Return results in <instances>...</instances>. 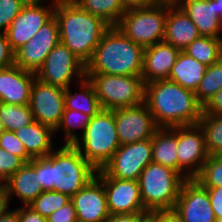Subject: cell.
Wrapping results in <instances>:
<instances>
[{"label": "cell", "instance_id": "obj_1", "mask_svg": "<svg viewBox=\"0 0 222 222\" xmlns=\"http://www.w3.org/2000/svg\"><path fill=\"white\" fill-rule=\"evenodd\" d=\"M37 173L43 191H57L70 198L96 177L97 170L73 145H62L46 157L28 162Z\"/></svg>", "mask_w": 222, "mask_h": 222}, {"label": "cell", "instance_id": "obj_2", "mask_svg": "<svg viewBox=\"0 0 222 222\" xmlns=\"http://www.w3.org/2000/svg\"><path fill=\"white\" fill-rule=\"evenodd\" d=\"M144 103L159 128L199 124L203 112L194 91L169 79L145 84Z\"/></svg>", "mask_w": 222, "mask_h": 222}, {"label": "cell", "instance_id": "obj_3", "mask_svg": "<svg viewBox=\"0 0 222 222\" xmlns=\"http://www.w3.org/2000/svg\"><path fill=\"white\" fill-rule=\"evenodd\" d=\"M54 17L59 26L60 42L85 65L111 27L102 18L82 10L73 0H56Z\"/></svg>", "mask_w": 222, "mask_h": 222}, {"label": "cell", "instance_id": "obj_4", "mask_svg": "<svg viewBox=\"0 0 222 222\" xmlns=\"http://www.w3.org/2000/svg\"><path fill=\"white\" fill-rule=\"evenodd\" d=\"M144 48L126 37L116 26L102 36L85 65V74L141 76Z\"/></svg>", "mask_w": 222, "mask_h": 222}, {"label": "cell", "instance_id": "obj_5", "mask_svg": "<svg viewBox=\"0 0 222 222\" xmlns=\"http://www.w3.org/2000/svg\"><path fill=\"white\" fill-rule=\"evenodd\" d=\"M73 146L96 170L102 169L120 146L114 110L101 109L93 116Z\"/></svg>", "mask_w": 222, "mask_h": 222}, {"label": "cell", "instance_id": "obj_6", "mask_svg": "<svg viewBox=\"0 0 222 222\" xmlns=\"http://www.w3.org/2000/svg\"><path fill=\"white\" fill-rule=\"evenodd\" d=\"M184 181L177 171L154 162L149 163L138 180L145 211L173 210Z\"/></svg>", "mask_w": 222, "mask_h": 222}, {"label": "cell", "instance_id": "obj_7", "mask_svg": "<svg viewBox=\"0 0 222 222\" xmlns=\"http://www.w3.org/2000/svg\"><path fill=\"white\" fill-rule=\"evenodd\" d=\"M167 4L128 9L116 27L134 43L144 49L164 41Z\"/></svg>", "mask_w": 222, "mask_h": 222}, {"label": "cell", "instance_id": "obj_8", "mask_svg": "<svg viewBox=\"0 0 222 222\" xmlns=\"http://www.w3.org/2000/svg\"><path fill=\"white\" fill-rule=\"evenodd\" d=\"M86 78L92 83L102 109L115 110L144 102L141 76L86 74Z\"/></svg>", "mask_w": 222, "mask_h": 222}, {"label": "cell", "instance_id": "obj_9", "mask_svg": "<svg viewBox=\"0 0 222 222\" xmlns=\"http://www.w3.org/2000/svg\"><path fill=\"white\" fill-rule=\"evenodd\" d=\"M152 161L151 138L120 145L111 159L96 175H109L121 180H139L141 172Z\"/></svg>", "mask_w": 222, "mask_h": 222}, {"label": "cell", "instance_id": "obj_10", "mask_svg": "<svg viewBox=\"0 0 222 222\" xmlns=\"http://www.w3.org/2000/svg\"><path fill=\"white\" fill-rule=\"evenodd\" d=\"M85 77V64L61 42L49 52L43 66L36 72L40 81L64 89L73 79L81 81Z\"/></svg>", "mask_w": 222, "mask_h": 222}, {"label": "cell", "instance_id": "obj_11", "mask_svg": "<svg viewBox=\"0 0 222 222\" xmlns=\"http://www.w3.org/2000/svg\"><path fill=\"white\" fill-rule=\"evenodd\" d=\"M178 173L186 180L195 178L208 159L205 136L199 124L177 126Z\"/></svg>", "mask_w": 222, "mask_h": 222}, {"label": "cell", "instance_id": "obj_12", "mask_svg": "<svg viewBox=\"0 0 222 222\" xmlns=\"http://www.w3.org/2000/svg\"><path fill=\"white\" fill-rule=\"evenodd\" d=\"M45 1L49 0H28L6 31L14 52L28 43L38 30L54 16L56 0H52L50 6L44 5Z\"/></svg>", "mask_w": 222, "mask_h": 222}, {"label": "cell", "instance_id": "obj_13", "mask_svg": "<svg viewBox=\"0 0 222 222\" xmlns=\"http://www.w3.org/2000/svg\"><path fill=\"white\" fill-rule=\"evenodd\" d=\"M59 43V26L53 16L28 43L15 51L14 65L36 73L43 66L49 52Z\"/></svg>", "mask_w": 222, "mask_h": 222}, {"label": "cell", "instance_id": "obj_14", "mask_svg": "<svg viewBox=\"0 0 222 222\" xmlns=\"http://www.w3.org/2000/svg\"><path fill=\"white\" fill-rule=\"evenodd\" d=\"M64 93V88L46 84L35 78L29 102L34 121L47 125L55 131L65 109Z\"/></svg>", "mask_w": 222, "mask_h": 222}, {"label": "cell", "instance_id": "obj_15", "mask_svg": "<svg viewBox=\"0 0 222 222\" xmlns=\"http://www.w3.org/2000/svg\"><path fill=\"white\" fill-rule=\"evenodd\" d=\"M114 119L120 145L152 138L159 129L144 102L133 107L115 109Z\"/></svg>", "mask_w": 222, "mask_h": 222}, {"label": "cell", "instance_id": "obj_16", "mask_svg": "<svg viewBox=\"0 0 222 222\" xmlns=\"http://www.w3.org/2000/svg\"><path fill=\"white\" fill-rule=\"evenodd\" d=\"M182 222H216L208 191L196 179H186L173 208Z\"/></svg>", "mask_w": 222, "mask_h": 222}, {"label": "cell", "instance_id": "obj_17", "mask_svg": "<svg viewBox=\"0 0 222 222\" xmlns=\"http://www.w3.org/2000/svg\"><path fill=\"white\" fill-rule=\"evenodd\" d=\"M103 183L110 214L146 212L137 180H121L109 175H96Z\"/></svg>", "mask_w": 222, "mask_h": 222}, {"label": "cell", "instance_id": "obj_18", "mask_svg": "<svg viewBox=\"0 0 222 222\" xmlns=\"http://www.w3.org/2000/svg\"><path fill=\"white\" fill-rule=\"evenodd\" d=\"M79 222H104L109 216L103 183L93 178L71 197Z\"/></svg>", "mask_w": 222, "mask_h": 222}, {"label": "cell", "instance_id": "obj_19", "mask_svg": "<svg viewBox=\"0 0 222 222\" xmlns=\"http://www.w3.org/2000/svg\"><path fill=\"white\" fill-rule=\"evenodd\" d=\"M36 73L13 65L0 69V102L13 105H29L31 87Z\"/></svg>", "mask_w": 222, "mask_h": 222}, {"label": "cell", "instance_id": "obj_20", "mask_svg": "<svg viewBox=\"0 0 222 222\" xmlns=\"http://www.w3.org/2000/svg\"><path fill=\"white\" fill-rule=\"evenodd\" d=\"M179 53V49L164 41L145 48L141 75L144 85L168 79Z\"/></svg>", "mask_w": 222, "mask_h": 222}, {"label": "cell", "instance_id": "obj_21", "mask_svg": "<svg viewBox=\"0 0 222 222\" xmlns=\"http://www.w3.org/2000/svg\"><path fill=\"white\" fill-rule=\"evenodd\" d=\"M200 36L196 25L178 5H167L164 42L182 51Z\"/></svg>", "mask_w": 222, "mask_h": 222}, {"label": "cell", "instance_id": "obj_22", "mask_svg": "<svg viewBox=\"0 0 222 222\" xmlns=\"http://www.w3.org/2000/svg\"><path fill=\"white\" fill-rule=\"evenodd\" d=\"M178 6L196 25L201 36L222 38V20L216 15L215 0H183Z\"/></svg>", "mask_w": 222, "mask_h": 222}, {"label": "cell", "instance_id": "obj_23", "mask_svg": "<svg viewBox=\"0 0 222 222\" xmlns=\"http://www.w3.org/2000/svg\"><path fill=\"white\" fill-rule=\"evenodd\" d=\"M5 186L9 201L13 195H16L23 206H28L43 192L39 173L29 163H25L11 175L6 180Z\"/></svg>", "mask_w": 222, "mask_h": 222}, {"label": "cell", "instance_id": "obj_24", "mask_svg": "<svg viewBox=\"0 0 222 222\" xmlns=\"http://www.w3.org/2000/svg\"><path fill=\"white\" fill-rule=\"evenodd\" d=\"M54 133L55 131L51 127L37 121L15 131L16 136L32 159L46 157L55 149L52 140V136H55Z\"/></svg>", "mask_w": 222, "mask_h": 222}, {"label": "cell", "instance_id": "obj_25", "mask_svg": "<svg viewBox=\"0 0 222 222\" xmlns=\"http://www.w3.org/2000/svg\"><path fill=\"white\" fill-rule=\"evenodd\" d=\"M151 140L152 161L178 172L177 127L159 128Z\"/></svg>", "mask_w": 222, "mask_h": 222}, {"label": "cell", "instance_id": "obj_26", "mask_svg": "<svg viewBox=\"0 0 222 222\" xmlns=\"http://www.w3.org/2000/svg\"><path fill=\"white\" fill-rule=\"evenodd\" d=\"M206 70V65L180 51L168 79L196 92Z\"/></svg>", "mask_w": 222, "mask_h": 222}, {"label": "cell", "instance_id": "obj_27", "mask_svg": "<svg viewBox=\"0 0 222 222\" xmlns=\"http://www.w3.org/2000/svg\"><path fill=\"white\" fill-rule=\"evenodd\" d=\"M77 83H80L78 87L81 90L80 92L73 94L70 87L65 89V109L80 111L92 118L102 109L94 87L86 77Z\"/></svg>", "mask_w": 222, "mask_h": 222}, {"label": "cell", "instance_id": "obj_28", "mask_svg": "<svg viewBox=\"0 0 222 222\" xmlns=\"http://www.w3.org/2000/svg\"><path fill=\"white\" fill-rule=\"evenodd\" d=\"M182 51L208 67L222 59V38L200 36Z\"/></svg>", "mask_w": 222, "mask_h": 222}, {"label": "cell", "instance_id": "obj_29", "mask_svg": "<svg viewBox=\"0 0 222 222\" xmlns=\"http://www.w3.org/2000/svg\"><path fill=\"white\" fill-rule=\"evenodd\" d=\"M82 10L116 26L126 12L122 0H73Z\"/></svg>", "mask_w": 222, "mask_h": 222}, {"label": "cell", "instance_id": "obj_30", "mask_svg": "<svg viewBox=\"0 0 222 222\" xmlns=\"http://www.w3.org/2000/svg\"><path fill=\"white\" fill-rule=\"evenodd\" d=\"M209 155H222V115L202 113L199 120Z\"/></svg>", "mask_w": 222, "mask_h": 222}, {"label": "cell", "instance_id": "obj_31", "mask_svg": "<svg viewBox=\"0 0 222 222\" xmlns=\"http://www.w3.org/2000/svg\"><path fill=\"white\" fill-rule=\"evenodd\" d=\"M90 120L91 117L89 115H86L80 111L64 109L61 122L55 130V134L62 130L64 145H73L79 138V135L75 133L76 128H79L83 134Z\"/></svg>", "mask_w": 222, "mask_h": 222}, {"label": "cell", "instance_id": "obj_32", "mask_svg": "<svg viewBox=\"0 0 222 222\" xmlns=\"http://www.w3.org/2000/svg\"><path fill=\"white\" fill-rule=\"evenodd\" d=\"M222 89V59L207 67L195 95L197 101L204 106L219 90Z\"/></svg>", "mask_w": 222, "mask_h": 222}, {"label": "cell", "instance_id": "obj_33", "mask_svg": "<svg viewBox=\"0 0 222 222\" xmlns=\"http://www.w3.org/2000/svg\"><path fill=\"white\" fill-rule=\"evenodd\" d=\"M0 118L5 130L15 132L34 121L29 105H13L0 102Z\"/></svg>", "mask_w": 222, "mask_h": 222}, {"label": "cell", "instance_id": "obj_34", "mask_svg": "<svg viewBox=\"0 0 222 222\" xmlns=\"http://www.w3.org/2000/svg\"><path fill=\"white\" fill-rule=\"evenodd\" d=\"M71 198L63 193L49 190L43 191L34 201L28 206L42 217L50 216L54 211L63 207Z\"/></svg>", "mask_w": 222, "mask_h": 222}, {"label": "cell", "instance_id": "obj_35", "mask_svg": "<svg viewBox=\"0 0 222 222\" xmlns=\"http://www.w3.org/2000/svg\"><path fill=\"white\" fill-rule=\"evenodd\" d=\"M194 179L204 188L222 187V155H209Z\"/></svg>", "mask_w": 222, "mask_h": 222}, {"label": "cell", "instance_id": "obj_36", "mask_svg": "<svg viewBox=\"0 0 222 222\" xmlns=\"http://www.w3.org/2000/svg\"><path fill=\"white\" fill-rule=\"evenodd\" d=\"M28 0H0V32L6 33Z\"/></svg>", "mask_w": 222, "mask_h": 222}, {"label": "cell", "instance_id": "obj_37", "mask_svg": "<svg viewBox=\"0 0 222 222\" xmlns=\"http://www.w3.org/2000/svg\"><path fill=\"white\" fill-rule=\"evenodd\" d=\"M0 148L18 156L24 163H28L32 159L13 131L5 130L0 134Z\"/></svg>", "mask_w": 222, "mask_h": 222}, {"label": "cell", "instance_id": "obj_38", "mask_svg": "<svg viewBox=\"0 0 222 222\" xmlns=\"http://www.w3.org/2000/svg\"><path fill=\"white\" fill-rule=\"evenodd\" d=\"M24 164L18 156L0 148V184H5L6 180Z\"/></svg>", "mask_w": 222, "mask_h": 222}, {"label": "cell", "instance_id": "obj_39", "mask_svg": "<svg viewBox=\"0 0 222 222\" xmlns=\"http://www.w3.org/2000/svg\"><path fill=\"white\" fill-rule=\"evenodd\" d=\"M76 210L73 202L68 201L63 207L47 217V222H77Z\"/></svg>", "mask_w": 222, "mask_h": 222}, {"label": "cell", "instance_id": "obj_40", "mask_svg": "<svg viewBox=\"0 0 222 222\" xmlns=\"http://www.w3.org/2000/svg\"><path fill=\"white\" fill-rule=\"evenodd\" d=\"M14 53L8 41L7 34L0 32V69L14 65Z\"/></svg>", "mask_w": 222, "mask_h": 222}, {"label": "cell", "instance_id": "obj_41", "mask_svg": "<svg viewBox=\"0 0 222 222\" xmlns=\"http://www.w3.org/2000/svg\"><path fill=\"white\" fill-rule=\"evenodd\" d=\"M216 220L222 218V187L206 188Z\"/></svg>", "mask_w": 222, "mask_h": 222}, {"label": "cell", "instance_id": "obj_42", "mask_svg": "<svg viewBox=\"0 0 222 222\" xmlns=\"http://www.w3.org/2000/svg\"><path fill=\"white\" fill-rule=\"evenodd\" d=\"M18 222H47L46 217H42L29 206L18 208Z\"/></svg>", "mask_w": 222, "mask_h": 222}, {"label": "cell", "instance_id": "obj_43", "mask_svg": "<svg viewBox=\"0 0 222 222\" xmlns=\"http://www.w3.org/2000/svg\"><path fill=\"white\" fill-rule=\"evenodd\" d=\"M202 113L222 115V89L207 101Z\"/></svg>", "mask_w": 222, "mask_h": 222}, {"label": "cell", "instance_id": "obj_44", "mask_svg": "<svg viewBox=\"0 0 222 222\" xmlns=\"http://www.w3.org/2000/svg\"><path fill=\"white\" fill-rule=\"evenodd\" d=\"M104 222H139V213L110 214Z\"/></svg>", "mask_w": 222, "mask_h": 222}, {"label": "cell", "instance_id": "obj_45", "mask_svg": "<svg viewBox=\"0 0 222 222\" xmlns=\"http://www.w3.org/2000/svg\"><path fill=\"white\" fill-rule=\"evenodd\" d=\"M126 10L149 7L156 4L155 0H122Z\"/></svg>", "mask_w": 222, "mask_h": 222}, {"label": "cell", "instance_id": "obj_46", "mask_svg": "<svg viewBox=\"0 0 222 222\" xmlns=\"http://www.w3.org/2000/svg\"><path fill=\"white\" fill-rule=\"evenodd\" d=\"M9 196L5 184H0V217L10 207Z\"/></svg>", "mask_w": 222, "mask_h": 222}, {"label": "cell", "instance_id": "obj_47", "mask_svg": "<svg viewBox=\"0 0 222 222\" xmlns=\"http://www.w3.org/2000/svg\"><path fill=\"white\" fill-rule=\"evenodd\" d=\"M157 222H182L173 210L157 212Z\"/></svg>", "mask_w": 222, "mask_h": 222}, {"label": "cell", "instance_id": "obj_48", "mask_svg": "<svg viewBox=\"0 0 222 222\" xmlns=\"http://www.w3.org/2000/svg\"><path fill=\"white\" fill-rule=\"evenodd\" d=\"M0 222H18V208L7 210L1 217Z\"/></svg>", "mask_w": 222, "mask_h": 222}, {"label": "cell", "instance_id": "obj_49", "mask_svg": "<svg viewBox=\"0 0 222 222\" xmlns=\"http://www.w3.org/2000/svg\"><path fill=\"white\" fill-rule=\"evenodd\" d=\"M139 222H157V212L146 211L139 213Z\"/></svg>", "mask_w": 222, "mask_h": 222}, {"label": "cell", "instance_id": "obj_50", "mask_svg": "<svg viewBox=\"0 0 222 222\" xmlns=\"http://www.w3.org/2000/svg\"><path fill=\"white\" fill-rule=\"evenodd\" d=\"M216 15L222 20V0H215Z\"/></svg>", "mask_w": 222, "mask_h": 222}, {"label": "cell", "instance_id": "obj_51", "mask_svg": "<svg viewBox=\"0 0 222 222\" xmlns=\"http://www.w3.org/2000/svg\"><path fill=\"white\" fill-rule=\"evenodd\" d=\"M183 0H158V3L160 4H167L170 6H177L179 5Z\"/></svg>", "mask_w": 222, "mask_h": 222}, {"label": "cell", "instance_id": "obj_52", "mask_svg": "<svg viewBox=\"0 0 222 222\" xmlns=\"http://www.w3.org/2000/svg\"><path fill=\"white\" fill-rule=\"evenodd\" d=\"M5 131V127H4V124H3V121L1 120L0 118V134Z\"/></svg>", "mask_w": 222, "mask_h": 222}, {"label": "cell", "instance_id": "obj_53", "mask_svg": "<svg viewBox=\"0 0 222 222\" xmlns=\"http://www.w3.org/2000/svg\"><path fill=\"white\" fill-rule=\"evenodd\" d=\"M216 222H222V218H221V219L216 220Z\"/></svg>", "mask_w": 222, "mask_h": 222}]
</instances>
